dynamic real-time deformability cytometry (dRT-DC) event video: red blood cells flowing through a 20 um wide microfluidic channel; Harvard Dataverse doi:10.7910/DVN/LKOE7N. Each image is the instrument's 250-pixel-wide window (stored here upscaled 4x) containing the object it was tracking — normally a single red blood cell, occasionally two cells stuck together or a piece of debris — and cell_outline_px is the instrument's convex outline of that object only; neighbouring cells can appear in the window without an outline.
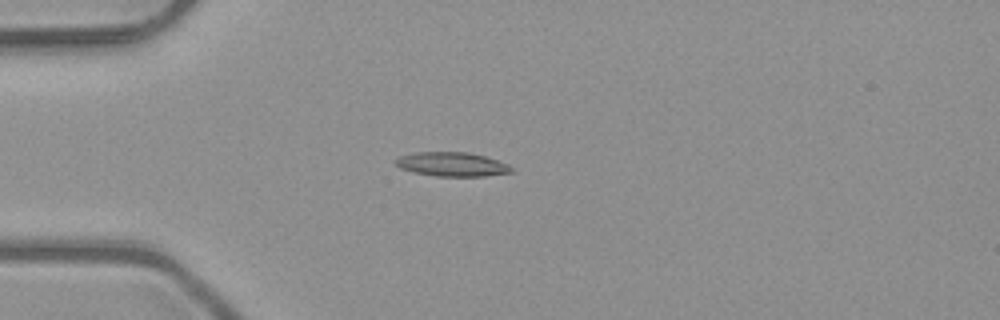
{"species": "common noctule bat (a hibernating species)", "species_latin": "Nyctalus noctula", "temperature_condition": "room temperature", "stored_images_in_passage": 3, "camera_frame_rate_fps": 3000, "um_per_image_px": 0.085, "animal": {"sex": "male", "body_mass_g": 23.1, "forearm_length_mm": 52.7}, "frame": {"image": 1, "passage_image": 3, "time_ms": 0.667, "image_size_px": [1000, 320], "cell_outline_px": [[516, 172], [484, 176], [436, 176], [412, 172], [400, 168], [392, 160], [400, 156], [416, 152], [468, 152], [484, 156], [508, 164]], "centroid_in_image_um": [38.41, 13.97], "position_along_channel_um": 46.6, "area_um2": 16.36}}